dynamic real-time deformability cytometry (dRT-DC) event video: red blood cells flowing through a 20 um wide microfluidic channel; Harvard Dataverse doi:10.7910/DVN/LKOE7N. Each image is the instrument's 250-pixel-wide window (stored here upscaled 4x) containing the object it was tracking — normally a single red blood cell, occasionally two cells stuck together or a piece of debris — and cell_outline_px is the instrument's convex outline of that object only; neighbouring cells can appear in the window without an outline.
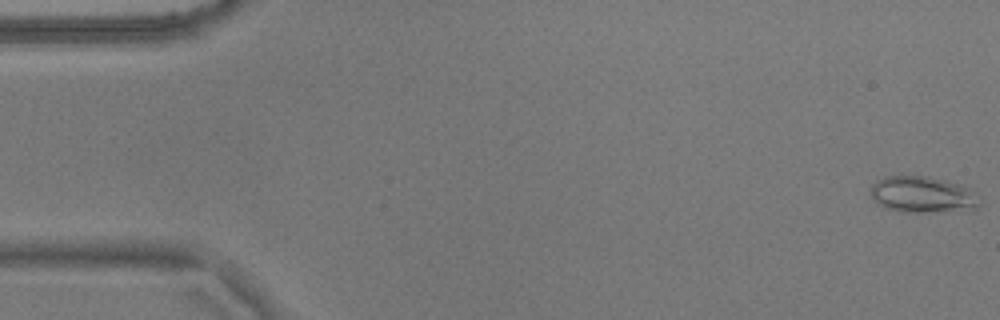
{"species": "common noctule bat (a hibernating species)", "species_latin": "Nyctalus noctula", "temperature_condition": "warm", "stored_images_in_passage": 56, "camera_frame_rate_fps": 3000, "um_per_image_px": 0.085, "animal": {"sex": "male", "body_mass_g": 17.9}, "frame": {"image": 1, "passage_image": 1, "time_ms": 0.0, "image_size_px": [1000, 320], "cell_outline_px": [[980, 204], [976, 208], [924, 212], [900, 212], [884, 208], [876, 204], [872, 200], [872, 184], [876, 180], [888, 176], [928, 176], [944, 180], [968, 188], [980, 196]], "centroid_in_image_um": [78.37, 16.54], "position_along_channel_um": 6.6, "area_um2": 22.95}}
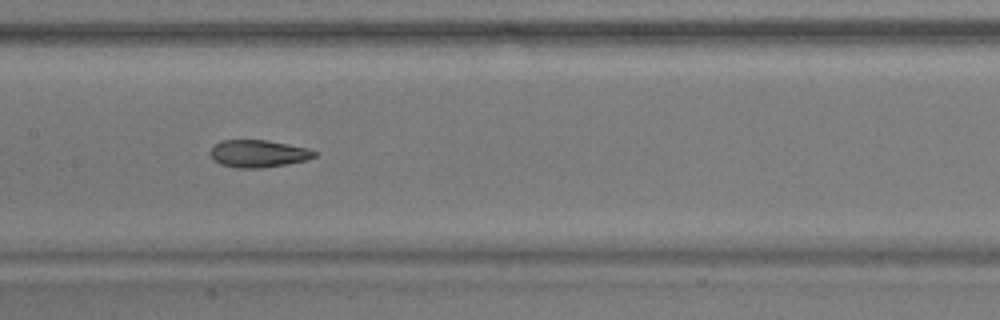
{"frame": {"image": 2, "passage_image": 27, "time_ms": 8.667, "image_size_px": [1000, 320], "cell_outline_px": [[320, 152], [316, 156], [308, 160], [288, 164], [260, 168], [240, 168], [220, 164], [212, 156], [212, 148], [220, 140], [268, 140], [308, 148]], "centroid_in_image_um": [22.05, 13.05], "position_along_channel_um": 185.4, "area_um2": 16.59}}
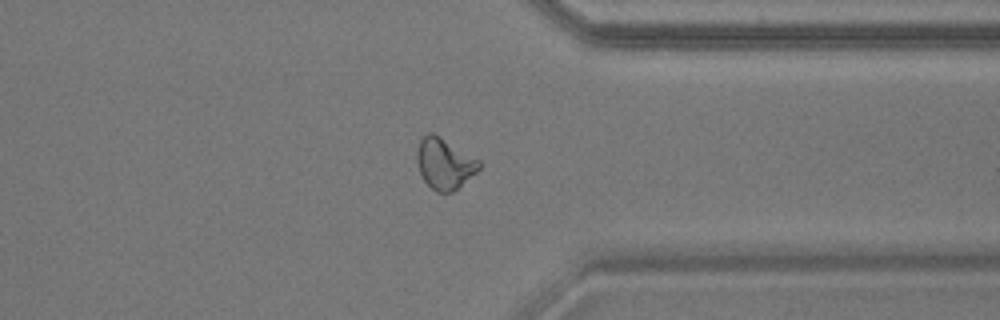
{"frame": {"image": 3, "passage_image": 43, "time_ms": 14.0, "image_size_px": [1000, 320], "cell_outline_px": [[480, 168], [476, 172], [452, 192], [436, 192], [424, 180], [420, 172], [416, 160], [416, 148], [420, 140], [428, 132], [432, 132], [440, 136], [480, 160]], "centroid_in_image_um": [37.76, 13.88], "position_along_channel_um": 373.6, "area_um2": 18.32}}